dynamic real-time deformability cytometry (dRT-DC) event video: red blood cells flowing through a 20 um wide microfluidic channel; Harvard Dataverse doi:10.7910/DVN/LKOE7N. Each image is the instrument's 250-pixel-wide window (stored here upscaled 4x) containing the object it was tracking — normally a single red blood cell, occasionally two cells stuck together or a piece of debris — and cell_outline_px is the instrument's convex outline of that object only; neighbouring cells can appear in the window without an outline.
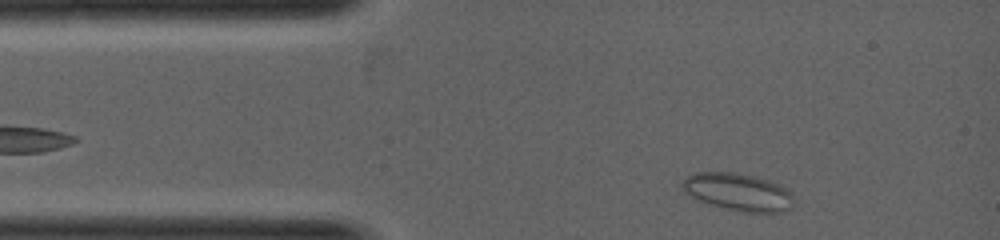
{"species": "common noctule bat (a hibernating species)", "species_latin": "Nyctalus noctula", "temperature_condition": "warm", "stored_images_in_passage": 4, "camera_frame_rate_fps": 5000, "um_per_image_px": 0.085, "animal": {"sex": "female", "body_mass_g": 19.0, "forearm_length_mm": 53.3}, "frame": {"image": 1, "passage_image": 1, "time_ms": 0.0, "image_size_px": [1000, 240], "cell_outline_px": [[792, 204], [784, 212], [744, 212], [724, 208], [700, 200], [684, 192], [680, 184], [688, 176], [696, 172], [736, 172], [756, 176], [780, 184], [788, 188], [792, 196]], "centroid_in_image_um": [62.75, 16.3], "position_along_channel_um": 22.3, "area_um2": 24.28}}
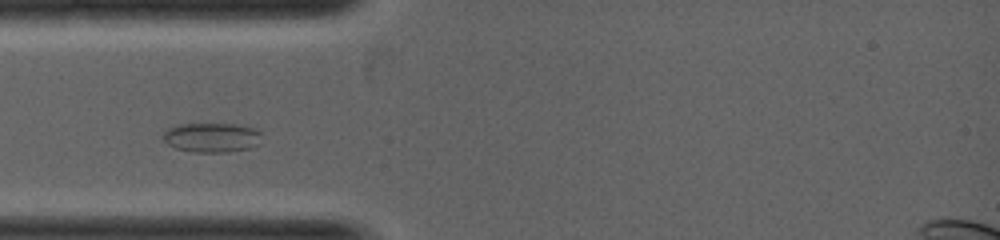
{"frame": {"image": 2, "passage_image": 3, "time_ms": 1.0, "image_size_px": [1000, 240], "cell_outline_px": [[260, 144], [248, 148], [228, 152], [192, 152], [176, 148], [168, 144], [160, 136], [168, 128], [176, 124], [236, 124], [252, 128], [260, 132]], "centroid_in_image_um": [17.96, 11.69], "position_along_channel_um": 67.0, "area_um2": 16.99}}
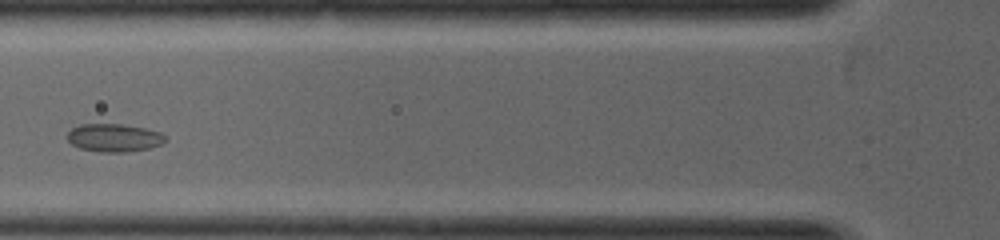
{"frame": {"image": 3, "passage_image": 4, "time_ms": 1.6, "image_size_px": [1000, 240], "cell_outline_px": [[168, 140], [160, 144], [148, 148], [124, 152], [100, 152], [80, 148], [72, 144], [68, 140], [68, 132], [72, 128], [80, 124], [120, 124], [144, 128], [160, 132]], "centroid_in_image_um": [9.68, 11.71], "position_along_channel_um": 116.1, "area_um2": 15.84}}